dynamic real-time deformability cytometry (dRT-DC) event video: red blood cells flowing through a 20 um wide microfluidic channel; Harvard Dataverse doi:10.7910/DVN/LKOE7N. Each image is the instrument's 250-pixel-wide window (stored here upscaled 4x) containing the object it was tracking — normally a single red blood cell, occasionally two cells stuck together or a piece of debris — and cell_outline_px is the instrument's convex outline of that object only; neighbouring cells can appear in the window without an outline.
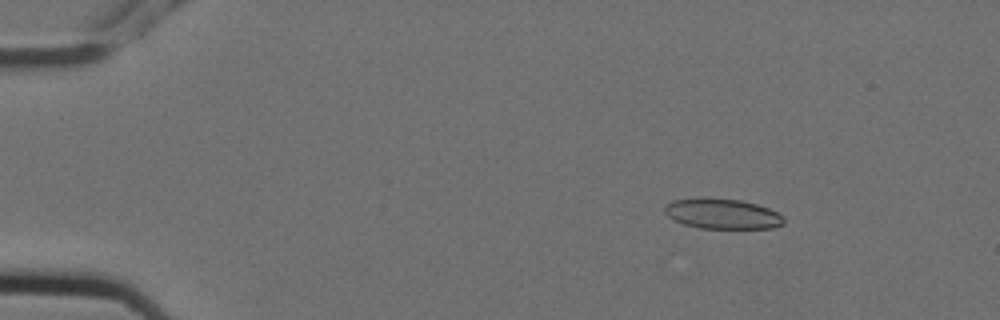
{"species": "Egyptian fruit bat (a non-hibernating species)", "species_latin": "Rousettus aegyptiacus", "temperature_condition": "cold", "stored_images_in_passage": 10, "camera_frame_rate_fps": 3000, "um_per_image_px": 0.085, "animal": {"sex": "female"}, "frame": {"image": 1, "passage_image": 2, "time_ms": 0.333, "image_size_px": [1000, 320], "cell_outline_px": [[784, 224], [772, 228], [700, 228], [684, 224], [672, 220], [664, 212], [664, 208], [672, 200], [740, 200], [756, 204], [768, 208], [776, 212], [784, 220]], "centroid_in_image_um": [61.41, 18.21], "position_along_channel_um": 23.6, "area_um2": 20.17}}
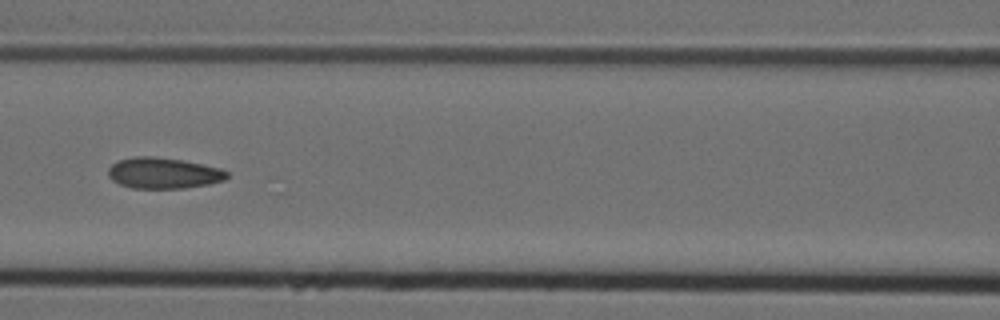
{"frame": {"image": 2, "passage_image": 7, "time_ms": 2.0, "image_size_px": [1000, 320], "cell_outline_px": [[228, 176], [224, 180], [208, 184], [184, 188], [132, 188], [120, 184], [112, 180], [108, 176], [108, 168], [112, 164], [120, 160], [136, 156], [152, 156], [180, 160], [220, 168], [228, 172]], "centroid_in_image_um": [13.87, 14.72], "position_along_channel_um": 152.7, "area_um2": 21.21}}
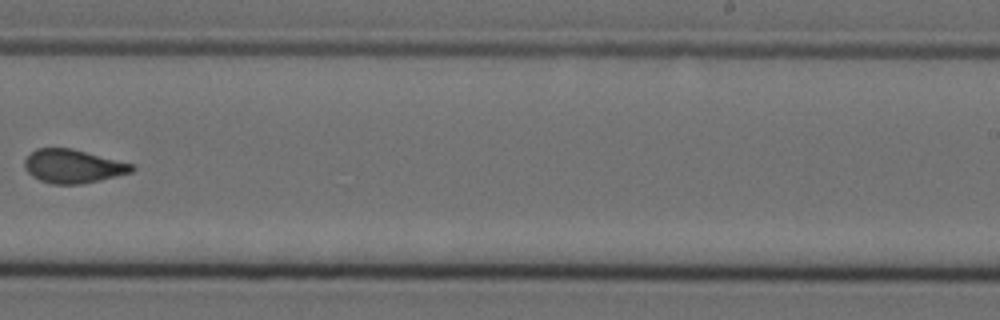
{"frame": {"image": 3, "passage_image": 10, "time_ms": 3.0, "image_size_px": [1000, 320], "cell_outline_px": [[136, 168], [132, 172], [100, 180], [80, 184], [52, 184], [40, 180], [32, 176], [24, 168], [24, 160], [36, 148], [72, 148], [132, 164]], "centroid_in_image_um": [6.18, 14.13], "position_along_channel_um": 282.8, "area_um2": 20.87}}